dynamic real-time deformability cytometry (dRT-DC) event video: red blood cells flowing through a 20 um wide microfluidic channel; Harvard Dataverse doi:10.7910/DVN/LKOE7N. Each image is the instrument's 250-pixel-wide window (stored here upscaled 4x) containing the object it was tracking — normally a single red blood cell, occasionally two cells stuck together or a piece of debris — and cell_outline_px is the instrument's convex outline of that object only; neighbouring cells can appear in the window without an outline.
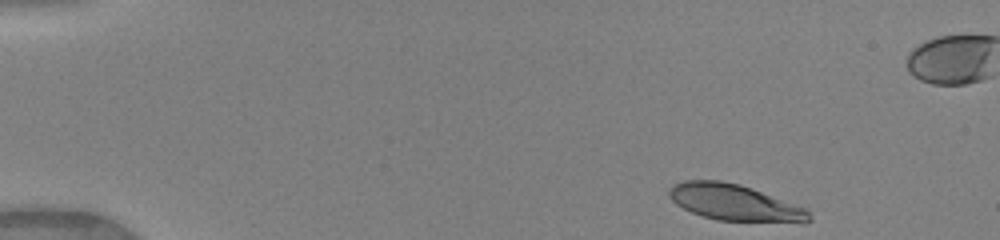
{"species": "human", "species_latin": "Homo sapiens", "temperature_condition": "warm", "stored_images_in_passage": 38, "camera_frame_rate_fps": 3000, "um_per_image_px": 0.085, "donor": {"sex": "female"}, "frame": {"image": 1, "passage_image": 1, "time_ms": 0.0, "image_size_px": [1000, 240], "cell_outline_px": [[812, 220], [716, 220], [692, 212], [676, 204], [668, 196], [668, 192], [676, 184], [684, 180], [720, 180], [740, 184], [752, 188], [808, 208]], "centroid_in_image_um": [62.38, 17.17], "position_along_channel_um": 22.6, "area_um2": 28.73}}
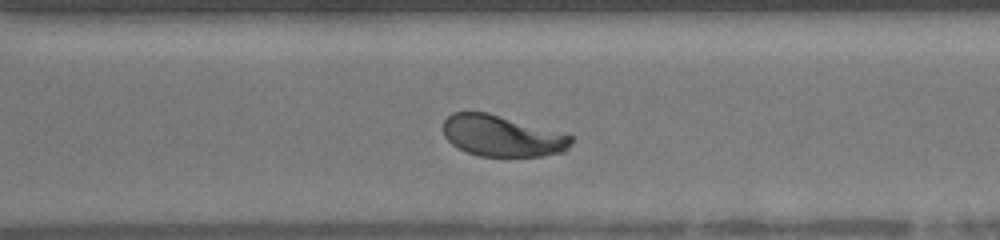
{"frame": {"image": 2, "passage_image": 31, "time_ms": 10.0, "image_size_px": [1000, 240], "cell_outline_px": [[572, 144], [564, 152], [544, 156], [480, 156], [468, 152], [452, 144], [444, 136], [444, 120], [452, 112], [488, 112], [572, 136]], "centroid_in_image_um": [42.67, 11.56], "position_along_channel_um": 327.9, "area_um2": 30.4}}
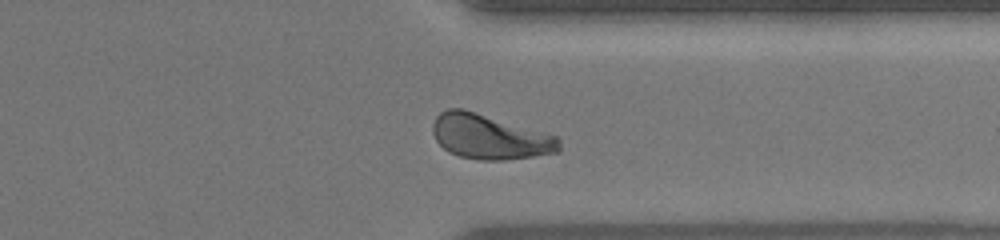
{"frame": {"image": 3, "passage_image": 34, "time_ms": 11.0, "image_size_px": [1000, 240], "cell_outline_px": [[560, 148], [556, 152], [532, 156], [504, 160], [480, 160], [460, 156], [448, 152], [436, 140], [432, 132], [432, 124], [436, 116], [440, 112], [448, 108], [464, 108], [556, 136], [560, 140]], "centroid_in_image_um": [41.57, 11.62], "position_along_channel_um": 369.8, "area_um2": 32.83}, "authors_computed_cell_mechanics": {"area_um2": 31.8478, "velocity_mm_per_s": 4.1231, "shape_relaxation_time_tau1_ms": 3.1766, "shape_relaxation_time_tau2_ms": 0.8684, "deformation_change_tau1": 0.1897, "deformation_change_tau2": 0.0727}}